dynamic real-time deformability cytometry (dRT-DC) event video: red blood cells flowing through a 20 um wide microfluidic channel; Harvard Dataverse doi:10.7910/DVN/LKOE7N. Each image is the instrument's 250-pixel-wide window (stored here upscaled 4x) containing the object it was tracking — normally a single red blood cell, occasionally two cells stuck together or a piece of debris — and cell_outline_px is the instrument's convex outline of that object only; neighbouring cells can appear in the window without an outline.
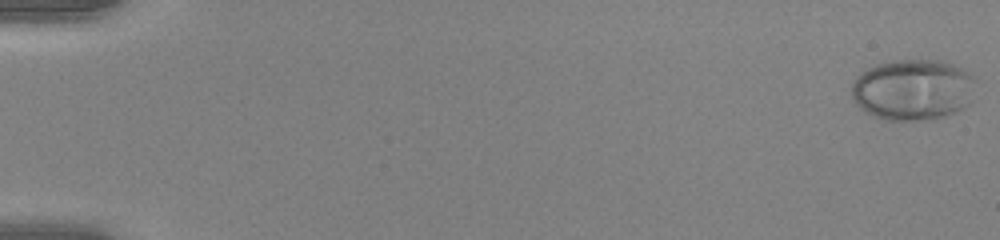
{"species": "human", "species_latin": "Homo sapiens", "temperature_condition": "warm", "stored_images_in_passage": 53, "camera_frame_rate_fps": 3000, "um_per_image_px": 0.085, "donor": {"sex": "female"}, "frame": {"image": 1, "passage_image": 1, "time_ms": 0.0, "image_size_px": [1000, 240], "cell_outline_px": [[976, 80], [972, 100], [964, 108], [956, 112], [932, 120], [888, 120], [864, 112], [852, 100], [852, 80], [856, 76], [868, 68], [876, 64], [892, 60], [940, 60], [964, 68]], "centroid_in_image_um": [77.61, 7.62], "position_along_channel_um": 7.4, "area_um2": 44.74}}
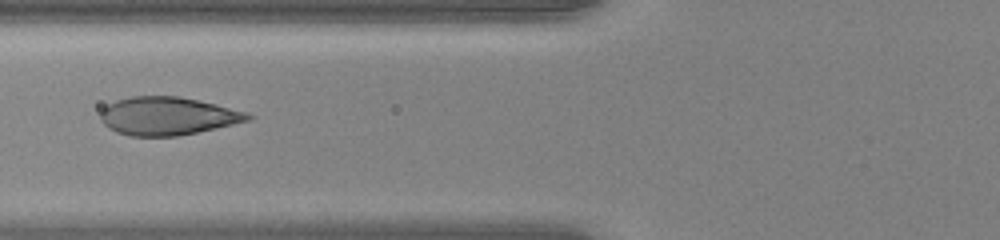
{"frame": {"image": 2, "passage_image": 23, "time_ms": 7.333, "image_size_px": [1000, 240], "cell_outline_px": [[252, 120], [216, 128], [176, 136], [128, 136], [116, 132], [108, 128], [100, 120], [100, 112], [108, 104], [116, 100], [132, 96], [180, 96], [216, 104], [248, 112], [252, 116]], "centroid_in_image_um": [14.24, 9.86], "position_along_channel_um": 111.6, "area_um2": 32.83}}
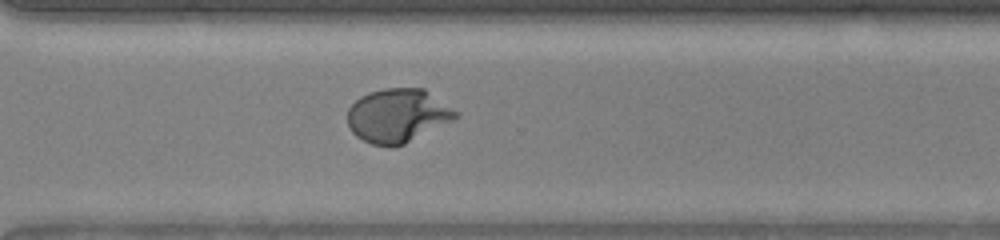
{"frame": {"image": 3, "passage_image": 40, "time_ms": 13.0, "image_size_px": [1000, 240], "cell_outline_px": [[460, 116], [404, 144], [392, 148], [388, 148], [372, 144], [356, 136], [348, 128], [348, 108], [360, 96], [368, 92], [384, 88], [424, 88], [460, 112]], "centroid_in_image_um": [33.8, 9.82], "position_along_channel_um": 336.8, "area_um2": 34.1}, "authors_computed_cell_mechanics": {"area_um2": 34.5644, "velocity_mm_per_s": 3.975, "shape_relaxation_time_tau1_ms": 4.6037, "shape_relaxation_time_tau2_ms": null, "deformation_change_tau1": 0.2458, "deformation_change_tau2": null}}